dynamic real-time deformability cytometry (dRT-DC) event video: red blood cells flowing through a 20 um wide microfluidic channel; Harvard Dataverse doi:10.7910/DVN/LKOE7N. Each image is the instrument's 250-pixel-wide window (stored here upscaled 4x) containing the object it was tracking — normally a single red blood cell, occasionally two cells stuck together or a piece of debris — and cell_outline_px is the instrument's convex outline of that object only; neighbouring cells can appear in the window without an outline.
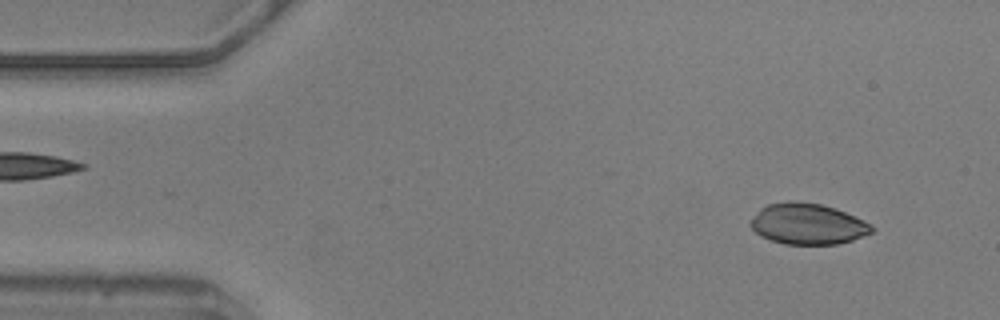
{"species": "common noctule bat (a hibernating species)", "species_latin": "Nyctalus noctula", "temperature_condition": "warm", "stored_images_in_passage": 12, "camera_frame_rate_fps": 3000, "um_per_image_px": 0.085, "animal": {"sex": "male", "body_mass_g": 20.5, "forearm_length_mm": 52.5}, "frame": {"image": 1, "passage_image": 4, "time_ms": 1.0, "image_size_px": [1000, 320], "cell_outline_px": [[876, 228], [872, 232], [852, 240], [836, 244], [784, 244], [760, 236], [748, 224], [760, 208], [768, 204], [788, 200], [796, 200], [820, 204], [836, 208], [864, 220], [872, 224]], "centroid_in_image_um": [68.66, 19.02], "position_along_channel_um": 16.3, "area_um2": 29.07}}